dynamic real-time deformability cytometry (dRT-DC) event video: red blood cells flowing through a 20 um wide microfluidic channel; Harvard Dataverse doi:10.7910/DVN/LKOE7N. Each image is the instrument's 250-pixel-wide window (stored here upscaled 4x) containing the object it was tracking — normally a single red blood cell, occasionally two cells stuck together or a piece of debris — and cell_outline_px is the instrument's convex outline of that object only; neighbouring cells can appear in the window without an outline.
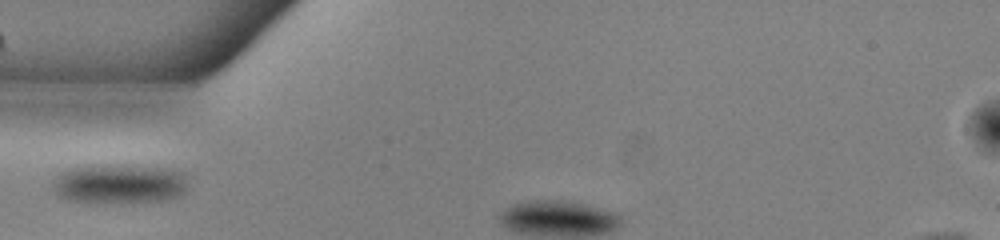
{"species": "common noctule bat (a hibernating species)", "species_latin": "Nyctalus noctula", "temperature_condition": "warm", "stored_images_in_passage": 27, "camera_frame_rate_fps": 3000, "um_per_image_px": 0.085, "animal": {"sex": "male", "body_mass_g": 13.0, "forearm_length_mm": 53.1}, "frame": {"image": 1, "passage_image": 1, "time_ms": 0.0, "image_size_px": [1000, 240], "cell_outline_px": [[184, 192], [180, 196], [172, 200], [120, 204], [64, 200], [56, 192], [56, 180], [60, 172], [72, 168], [88, 164], [124, 164], [164, 168], [184, 172]], "centroid_in_image_um": [10.17, 15.63], "position_along_channel_um": 74.8, "area_um2": 31.79}}
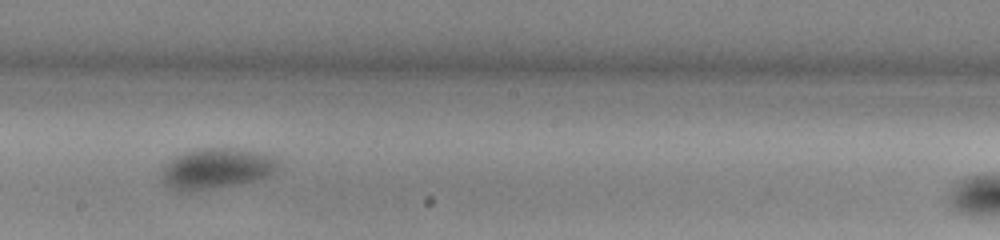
{"frame": {"image": 2, "passage_image": 13, "time_ms": 4.0, "image_size_px": [1000, 240], "cell_outline_px": [[280, 172], [272, 176], [240, 184], [188, 192], [164, 184], [160, 176], [164, 168], [176, 156], [184, 152], [200, 148], [236, 148], [264, 152], [280, 160]], "centroid_in_image_um": [18.54, 14.31], "position_along_channel_um": 229.7, "area_um2": 27.98}}
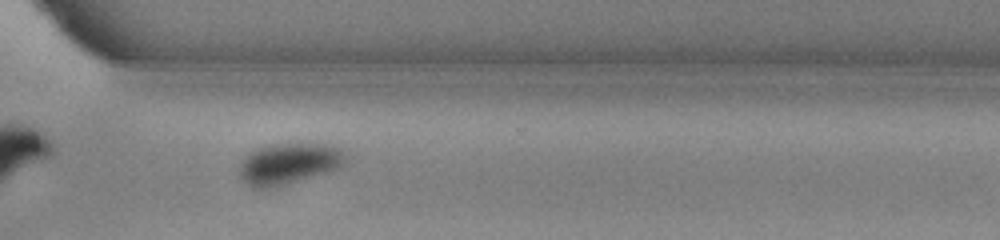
{"frame": {"image": 3, "passage_image": 22, "time_ms": 7.0, "image_size_px": [1000, 240], "cell_outline_px": [[348, 160], [340, 168], [284, 184], [268, 188], [252, 188], [240, 176], [240, 164], [252, 152], [268, 144], [332, 144], [344, 152]], "centroid_in_image_um": [24.6, 13.9], "position_along_channel_um": 346.0, "area_um2": 24.97}}